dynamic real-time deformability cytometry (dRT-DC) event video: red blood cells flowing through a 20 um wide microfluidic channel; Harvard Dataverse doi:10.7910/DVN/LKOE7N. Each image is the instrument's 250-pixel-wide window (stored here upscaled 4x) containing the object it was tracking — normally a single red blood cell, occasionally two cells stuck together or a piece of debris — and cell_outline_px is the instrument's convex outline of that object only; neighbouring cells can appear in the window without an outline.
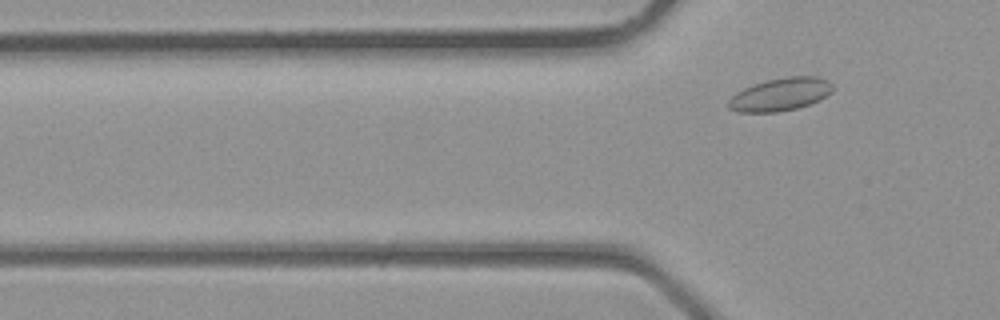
{"species": "common noctule bat (a hibernating species)", "species_latin": "Nyctalus noctula", "temperature_condition": "room temperature", "stored_images_in_passage": 6, "camera_frame_rate_fps": 3000, "um_per_image_px": 0.085, "animal": {"sex": "male", "body_mass_g": 23.1, "forearm_length_mm": 52.7}, "frame": {"image": 1, "passage_image": 6, "time_ms": 1.667, "image_size_px": [1000, 320], "cell_outline_px": [[832, 92], [820, 100], [796, 108], [776, 112], [736, 112], [728, 108], [728, 100], [736, 92], [744, 88], [768, 80], [788, 76], [820, 76], [828, 80], [832, 84]], "centroid_in_image_um": [66.34, 8.02], "position_along_channel_um": 59.5, "area_um2": 19.94}}